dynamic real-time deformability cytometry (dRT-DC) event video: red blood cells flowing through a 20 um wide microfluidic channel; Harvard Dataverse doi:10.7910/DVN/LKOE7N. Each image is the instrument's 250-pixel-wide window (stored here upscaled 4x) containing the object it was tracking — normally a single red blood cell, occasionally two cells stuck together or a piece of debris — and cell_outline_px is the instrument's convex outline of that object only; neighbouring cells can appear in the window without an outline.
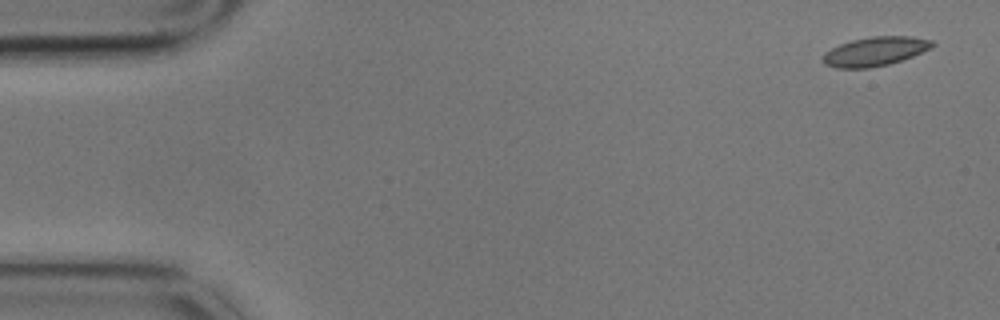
{"species": "common noctule bat (a hibernating species)", "species_latin": "Nyctalus noctula", "temperature_condition": "cold", "stored_images_in_passage": 5, "camera_frame_rate_fps": 3000, "um_per_image_px": 0.085, "animal": {"sex": "male", "body_mass_g": 17.9}, "frame": {"image": 1, "passage_image": 1, "time_ms": 0.0, "image_size_px": [1000, 320], "cell_outline_px": [[936, 44], [912, 56], [888, 64], [868, 68], [836, 68], [824, 64], [824, 52], [840, 44], [852, 40], [872, 36], [912, 36], [932, 40]], "centroid_in_image_um": [74.36, 4.36], "position_along_channel_um": 10.6, "area_um2": 18.26}}
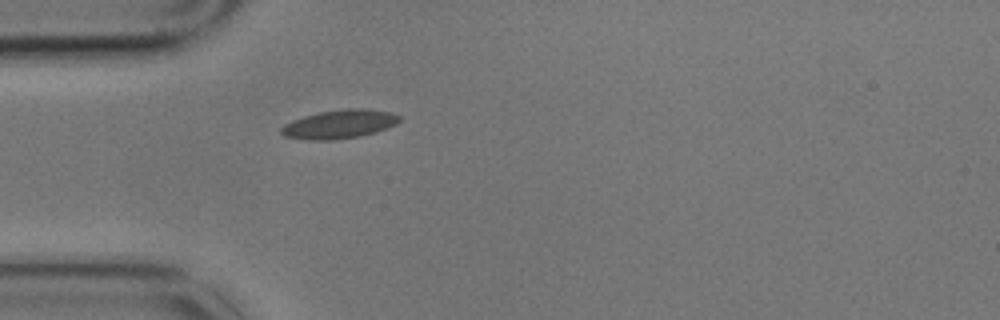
{"frame": {"image": 2, "passage_image": 5, "time_ms": 1.333, "image_size_px": [1000, 320], "cell_outline_px": [[400, 120], [396, 124], [376, 132], [360, 136], [332, 140], [308, 140], [284, 136], [280, 132], [280, 128], [284, 124], [292, 120], [304, 116], [320, 112], [348, 108], [364, 108], [388, 112], [400, 116]], "centroid_in_image_um": [28.82, 10.56], "position_along_channel_um": 56.2, "area_um2": 19.71}}